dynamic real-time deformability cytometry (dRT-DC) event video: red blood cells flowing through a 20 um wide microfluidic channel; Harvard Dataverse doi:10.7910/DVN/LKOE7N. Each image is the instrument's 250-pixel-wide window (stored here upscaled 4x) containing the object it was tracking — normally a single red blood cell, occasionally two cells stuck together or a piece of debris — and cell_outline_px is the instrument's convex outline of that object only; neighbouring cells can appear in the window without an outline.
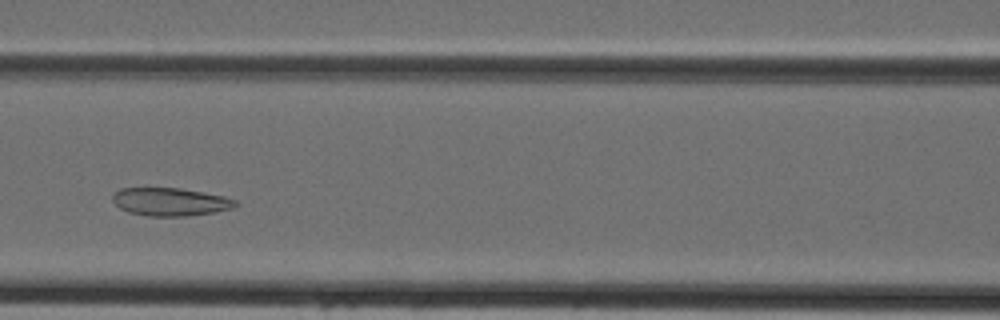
{"species": "Egyptian fruit bat (a non-hibernating species)", "species_latin": "Rousettus aegyptiacus", "temperature_condition": "cold", "stored_images_in_passage": 28, "camera_frame_rate_fps": 3000, "um_per_image_px": 0.085, "animal": {"sex": "female"}, "frame": {"image": 1, "passage_image": 14, "time_ms": 4.333, "image_size_px": [1000, 320], "cell_outline_px": [[240, 204], [232, 208], [212, 212], [188, 216], [148, 216], [128, 212], [120, 208], [112, 200], [112, 196], [120, 188], [180, 188], [224, 196], [236, 200]], "centroid_in_image_um": [14.48, 17.15], "position_along_channel_um": 152.1, "area_um2": 20.0}}
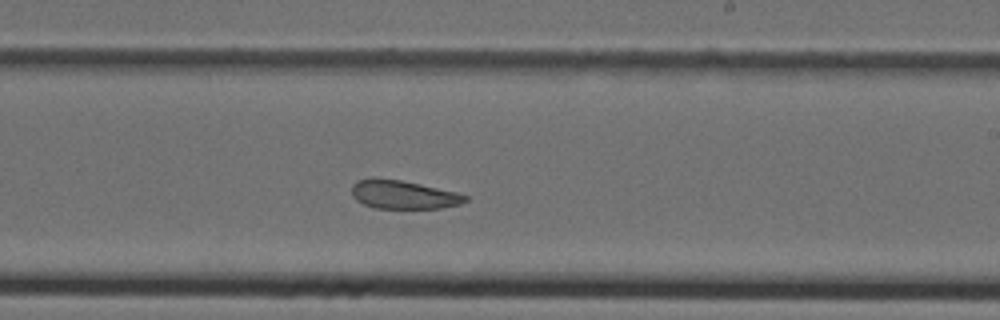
{"frame": {"image": 2, "passage_image": 21, "time_ms": 6.667, "image_size_px": [1000, 320], "cell_outline_px": [[468, 200], [460, 204], [440, 208], [376, 208], [364, 204], [356, 200], [352, 196], [352, 184], [356, 180], [400, 180], [420, 184], [456, 192], [468, 196]], "centroid_in_image_um": [34.31, 16.57], "position_along_channel_um": 254.7, "area_um2": 18.38}}
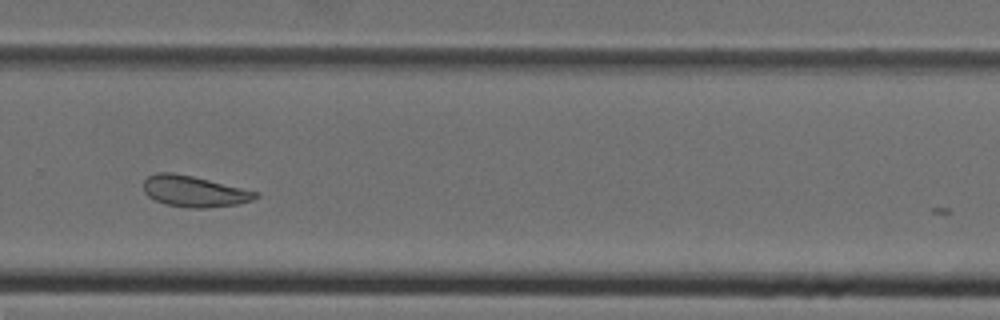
{"frame": {"image": 3, "passage_image": 25, "time_ms": 8.0, "image_size_px": [1000, 320], "cell_outline_px": [[260, 196], [252, 200], [240, 204], [208, 208], [188, 208], [164, 204], [148, 196], [144, 192], [144, 180], [148, 176], [156, 172], [172, 172], [192, 176], [260, 192]], "centroid_in_image_um": [16.52, 16.27], "position_along_channel_um": 313.3, "area_um2": 20.46}}